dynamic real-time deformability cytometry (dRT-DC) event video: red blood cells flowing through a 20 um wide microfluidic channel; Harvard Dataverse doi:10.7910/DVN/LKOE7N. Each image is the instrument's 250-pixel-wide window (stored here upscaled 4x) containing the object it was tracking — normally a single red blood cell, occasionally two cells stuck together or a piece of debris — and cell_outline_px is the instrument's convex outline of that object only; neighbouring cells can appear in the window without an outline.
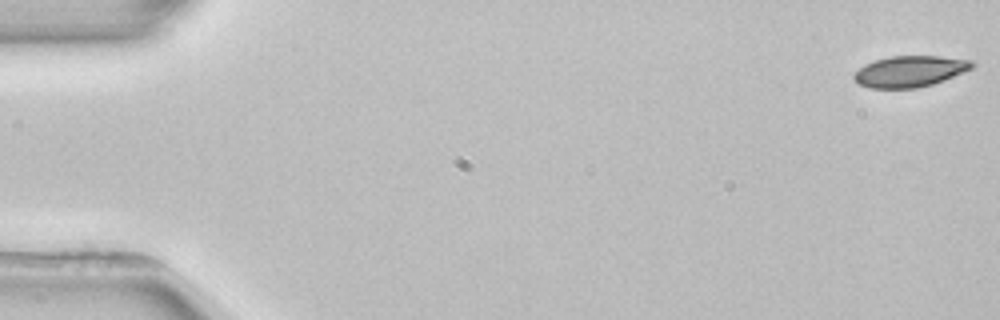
{"species": "common noctule bat (a hibernating species)", "species_latin": "Nyctalus noctula", "temperature_condition": "room temperature", "stored_images_in_passage": 3, "camera_frame_rate_fps": 3000, "um_per_image_px": 0.085, "animal": {"sex": "female", "body_mass_g": 22.7, "forearm_length_mm": 54.2}, "frame": {"image": 1, "passage_image": 1, "time_ms": 0.0, "image_size_px": [1000, 320], "cell_outline_px": [[976, 64], [972, 68], [944, 80], [932, 84], [916, 88], [868, 88], [860, 84], [852, 76], [864, 64], [876, 60], [892, 56], [940, 56], [972, 60]], "centroid_in_image_um": [77.36, 6.06], "position_along_channel_um": 7.6, "area_um2": 21.27}}